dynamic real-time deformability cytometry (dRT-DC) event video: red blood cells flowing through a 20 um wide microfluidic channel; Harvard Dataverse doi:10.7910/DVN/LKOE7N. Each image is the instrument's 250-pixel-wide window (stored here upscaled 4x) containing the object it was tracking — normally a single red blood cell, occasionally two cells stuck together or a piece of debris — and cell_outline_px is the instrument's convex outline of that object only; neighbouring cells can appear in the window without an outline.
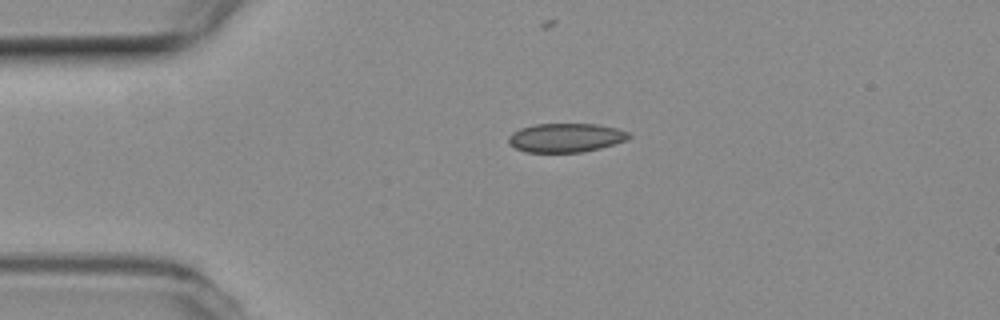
{"species": "common noctule bat (a hibernating species)", "species_latin": "Nyctalus noctula", "temperature_condition": "room temperature", "stored_images_in_passage": 51, "camera_frame_rate_fps": 3000, "um_per_image_px": 0.085, "animal": {"sex": "female", "body_mass_g": 19.3, "forearm_length_mm": 54.1}, "frame": {"image": 1, "passage_image": 8, "time_ms": 2.333, "image_size_px": [1000, 320], "cell_outline_px": [[632, 136], [628, 140], [600, 148], [584, 152], [528, 152], [516, 148], [508, 144], [508, 136], [512, 132], [520, 128], [536, 124], [596, 124], [616, 128], [628, 132]], "centroid_in_image_um": [48.09, 11.7], "position_along_channel_um": 36.9, "area_um2": 20.35}}
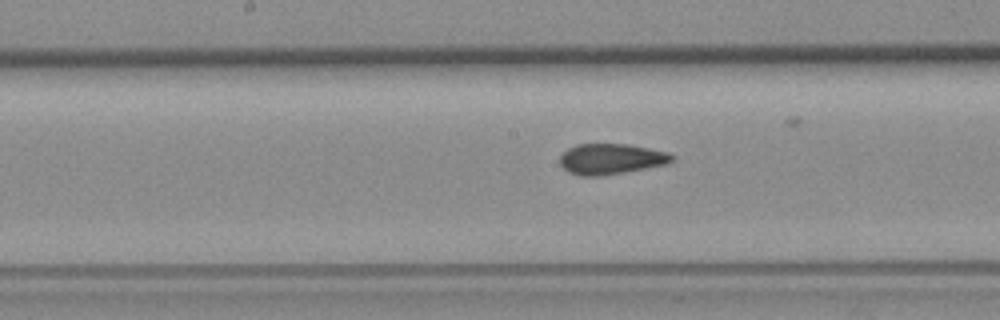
{"frame": {"image": 2, "passage_image": 23, "time_ms": 7.333, "image_size_px": [1000, 320], "cell_outline_px": [[676, 156], [668, 164], [624, 172], [600, 176], [580, 176], [568, 172], [560, 164], [560, 156], [568, 148], [576, 144], [628, 144], [668, 152]], "centroid_in_image_um": [51.94, 13.51], "position_along_channel_um": 196.3, "area_um2": 20.06}}
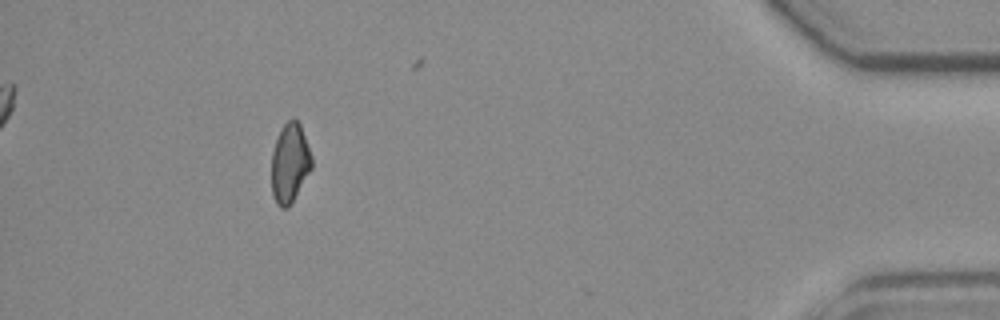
{"frame": {"image": 3, "passage_image": 45, "time_ms": 14.667, "image_size_px": [1000, 320], "cell_outline_px": [[312, 168], [288, 208], [280, 208], [276, 204], [272, 196], [272, 152], [280, 128], [292, 116], [300, 124], [312, 156]], "centroid_in_image_um": [24.63, 13.86], "position_along_channel_um": 410.6, "area_um2": 18.61}, "authors_computed_cell_mechanics": {"area_um2": 19.941, "velocity_mm_per_s": 3.8061, "shape_relaxation_time_tau1_ms": null, "shape_relaxation_time_tau2_ms": 2.6824, "deformation_change_tau1": null, "deformation_change_tau2": 0.0589}}